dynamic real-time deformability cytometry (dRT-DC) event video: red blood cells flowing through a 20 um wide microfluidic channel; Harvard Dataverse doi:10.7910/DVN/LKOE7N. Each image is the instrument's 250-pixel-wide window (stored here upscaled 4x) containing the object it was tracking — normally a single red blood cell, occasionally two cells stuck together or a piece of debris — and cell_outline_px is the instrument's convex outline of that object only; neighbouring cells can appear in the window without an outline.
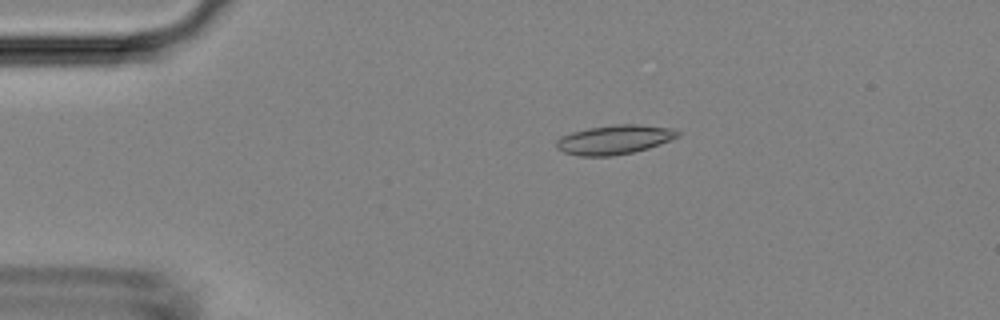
{"species": "Egyptian fruit bat (a non-hibernating species)", "species_latin": "Rousettus aegyptiacus", "temperature_condition": "room temperature", "stored_images_in_passage": 4, "camera_frame_rate_fps": 3000, "um_per_image_px": 0.085, "animal": {"sex": "female"}, "frame": {"image": 1, "passage_image": 3, "time_ms": 2.0, "image_size_px": [1000, 320], "cell_outline_px": [[680, 136], [660, 144], [648, 148], [632, 152], [612, 156], [580, 156], [564, 152], [556, 148], [556, 140], [560, 136], [572, 132], [588, 128], [616, 124], [640, 124], [672, 128], [680, 132]], "centroid_in_image_um": [52.22, 11.86], "position_along_channel_um": 32.8, "area_um2": 20.75}}